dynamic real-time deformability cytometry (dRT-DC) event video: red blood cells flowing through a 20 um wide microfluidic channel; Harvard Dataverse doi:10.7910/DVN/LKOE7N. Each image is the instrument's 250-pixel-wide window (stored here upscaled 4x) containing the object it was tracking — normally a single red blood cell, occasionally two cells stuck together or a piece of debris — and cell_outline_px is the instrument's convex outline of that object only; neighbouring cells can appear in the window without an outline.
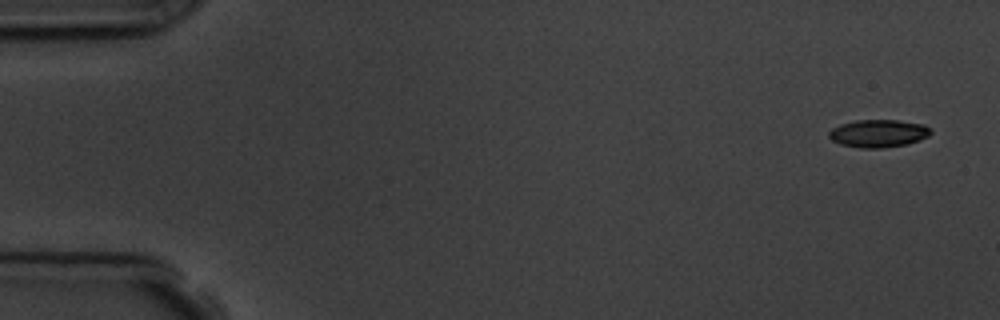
{"species": "common noctule bat (a hibernating species)", "species_latin": "Nyctalus noctula", "temperature_condition": "room temperature", "stored_images_in_passage": 6, "camera_frame_rate_fps": 3000, "um_per_image_px": 0.085, "animal": {"sex": "male", "body_mass_g": 19.5, "forearm_length_mm": 54.6}, "frame": {"image": 1, "passage_image": 1, "time_ms": 0.0, "image_size_px": [1000, 320], "cell_outline_px": [[932, 132], [928, 136], [920, 140], [908, 144], [884, 148], [860, 148], [840, 144], [832, 140], [828, 136], [828, 132], [832, 128], [840, 124], [856, 120], [900, 120], [924, 124], [932, 128]], "centroid_in_image_um": [74.68, 11.34], "position_along_channel_um": 10.3, "area_um2": 16.7}}
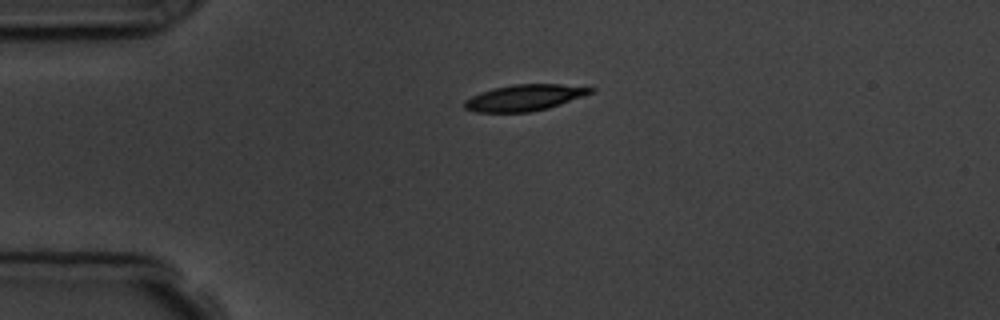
{"frame": {"image": 2, "passage_image": 6, "time_ms": 6.333, "image_size_px": [1000, 320], "cell_outline_px": [[596, 92], [548, 108], [532, 112], [476, 112], [464, 108], [464, 100], [480, 92], [512, 84], [560, 84], [596, 88]], "centroid_in_image_um": [44.61, 8.3], "position_along_channel_um": 40.4, "area_um2": 19.31}}